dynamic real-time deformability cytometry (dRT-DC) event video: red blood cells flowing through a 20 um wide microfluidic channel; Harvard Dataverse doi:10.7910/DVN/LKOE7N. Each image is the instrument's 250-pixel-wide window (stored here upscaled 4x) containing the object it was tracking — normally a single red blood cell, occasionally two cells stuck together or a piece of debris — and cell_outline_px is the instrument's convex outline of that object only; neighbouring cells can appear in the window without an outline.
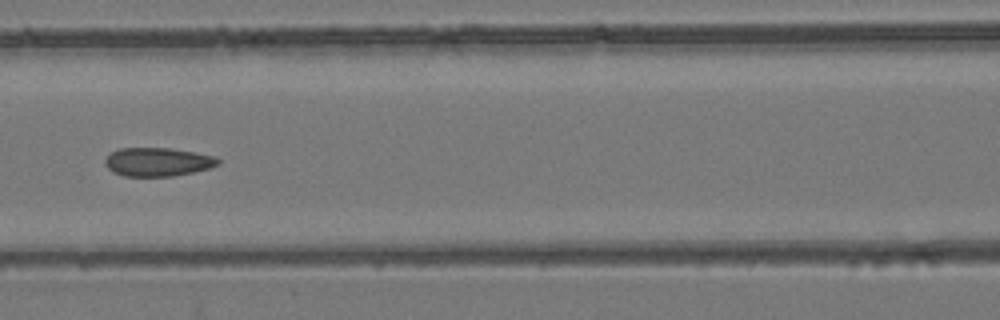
{"species": "common noctule bat (a hibernating species)", "species_latin": "Nyctalus noctula", "temperature_condition": "room temperature", "stored_images_in_passage": 6, "camera_frame_rate_fps": 3000, "um_per_image_px": 0.085, "animal": {"sex": "female", "body_mass_g": 24.6, "forearm_length_mm": 56.2}, "frame": {"image": 1, "passage_image": 6, "time_ms": 5.667, "image_size_px": [1000, 320], "cell_outline_px": [[220, 164], [208, 168], [192, 172], [172, 176], [124, 176], [112, 172], [104, 164], [104, 160], [112, 152], [120, 148], [172, 148], [196, 152], [212, 156], [220, 160]], "centroid_in_image_um": [13.38, 13.76], "position_along_channel_um": 153.2, "area_um2": 18.79}}